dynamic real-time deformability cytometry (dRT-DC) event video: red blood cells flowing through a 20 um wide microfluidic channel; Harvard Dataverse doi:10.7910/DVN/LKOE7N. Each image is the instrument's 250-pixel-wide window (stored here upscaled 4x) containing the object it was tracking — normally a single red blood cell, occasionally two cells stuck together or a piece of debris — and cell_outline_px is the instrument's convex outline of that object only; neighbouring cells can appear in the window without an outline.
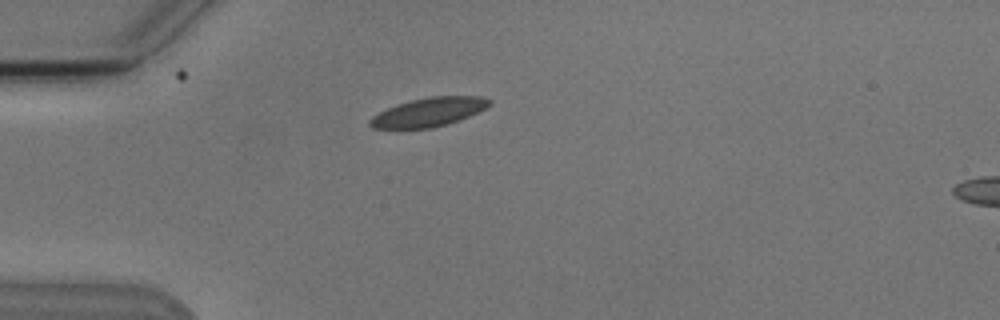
{"species": "Egyptian fruit bat (a non-hibernating species)", "species_latin": "Rousettus aegyptiacus", "temperature_condition": "cold", "stored_images_in_passage": 4, "camera_frame_rate_fps": 3000, "um_per_image_px": 0.085, "animal": {"sex": "male"}, "frame": {"image": 1, "passage_image": 2, "time_ms": 1.333, "image_size_px": [1000, 320], "cell_outline_px": [[492, 104], [460, 120], [448, 124], [432, 128], [372, 128], [368, 124], [368, 120], [372, 116], [396, 104], [428, 96], [480, 96], [492, 100]], "centroid_in_image_um": [36.44, 9.52], "position_along_channel_um": 48.6, "area_um2": 20.0}}